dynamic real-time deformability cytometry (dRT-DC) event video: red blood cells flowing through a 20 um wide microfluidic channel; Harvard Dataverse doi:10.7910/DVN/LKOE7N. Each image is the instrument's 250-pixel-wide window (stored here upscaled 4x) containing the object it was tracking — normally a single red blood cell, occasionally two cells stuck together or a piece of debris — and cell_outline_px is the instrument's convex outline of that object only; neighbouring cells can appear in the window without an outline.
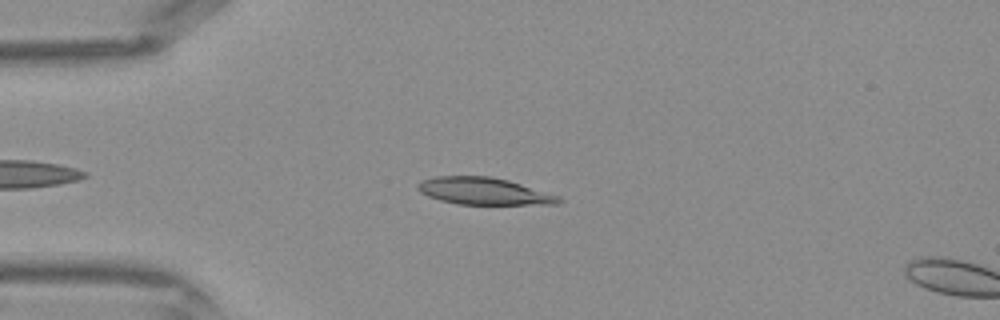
{"species": "Egyptian fruit bat (a non-hibernating species)", "species_latin": "Rousettus aegyptiacus", "temperature_condition": "warm", "stored_images_in_passage": 9, "camera_frame_rate_fps": 3000, "um_per_image_px": 0.085, "frame": {"image": 1, "passage_image": 7, "time_ms": 2.0, "image_size_px": [1000, 320], "cell_outline_px": [[564, 200], [556, 204], [456, 204], [440, 200], [428, 196], [420, 192], [416, 188], [416, 184], [424, 180], [436, 176], [488, 176], [508, 180], [560, 196]], "centroid_in_image_um": [41.12, 16.25], "position_along_channel_um": 43.9, "area_um2": 22.14}}